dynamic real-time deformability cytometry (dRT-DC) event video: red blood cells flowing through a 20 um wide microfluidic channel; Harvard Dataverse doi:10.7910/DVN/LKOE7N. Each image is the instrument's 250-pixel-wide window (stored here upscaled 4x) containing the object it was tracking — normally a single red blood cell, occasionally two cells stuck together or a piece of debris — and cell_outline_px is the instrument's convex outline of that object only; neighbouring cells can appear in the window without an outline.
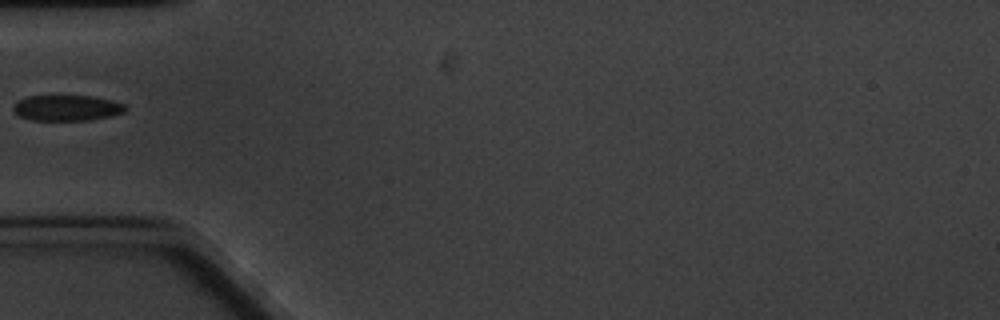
{"species": "common noctule bat (a hibernating species)", "species_latin": "Nyctalus noctula", "temperature_condition": "cold", "stored_images_in_passage": 3, "camera_frame_rate_fps": 3000, "um_per_image_px": 0.085, "animal": {"sex": "male", "body_mass_g": 20.1, "forearm_length_mm": 53.5}, "frame": {"image": 1, "passage_image": 3, "time_ms": 3.0, "image_size_px": [1000, 320], "cell_outline_px": [[128, 108], [124, 112], [112, 116], [88, 120], [32, 120], [20, 116], [12, 108], [20, 100], [28, 96], [92, 96], [112, 100], [124, 104]], "centroid_in_image_um": [5.74, 9.17], "position_along_channel_um": 79.3, "area_um2": 16.65}}